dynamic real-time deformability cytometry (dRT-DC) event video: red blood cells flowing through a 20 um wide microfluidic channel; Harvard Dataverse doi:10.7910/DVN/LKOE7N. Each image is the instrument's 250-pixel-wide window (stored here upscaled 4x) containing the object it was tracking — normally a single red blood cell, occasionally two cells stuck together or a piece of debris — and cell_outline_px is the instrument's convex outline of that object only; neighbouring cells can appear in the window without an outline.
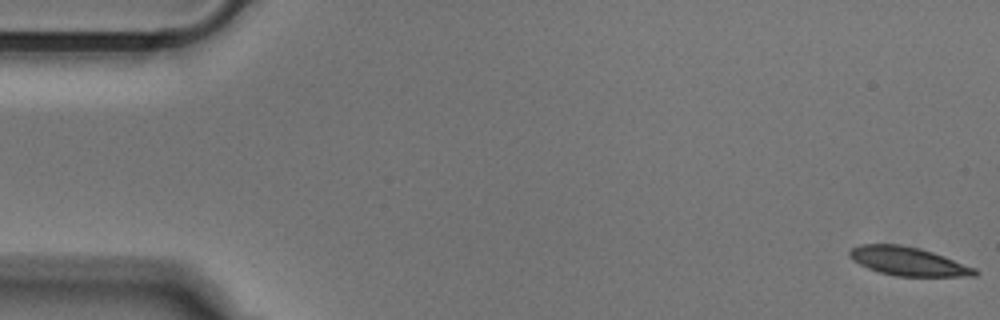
{"species": "Egyptian fruit bat (a non-hibernating species)", "species_latin": "Rousettus aegyptiacus", "temperature_condition": "cold", "stored_images_in_passage": 33, "camera_frame_rate_fps": 3000, "um_per_image_px": 0.085, "animal": {"sex": "male"}, "frame": {"image": 1, "passage_image": 1, "time_ms": 0.0, "image_size_px": [1000, 320], "cell_outline_px": [[980, 272], [976, 276], [896, 276], [880, 272], [868, 268], [852, 260], [848, 256], [848, 252], [852, 248], [860, 244], [900, 244], [920, 248], [944, 256], [976, 268]], "centroid_in_image_um": [77.19, 22.21], "position_along_channel_um": 7.8, "area_um2": 20.92}}
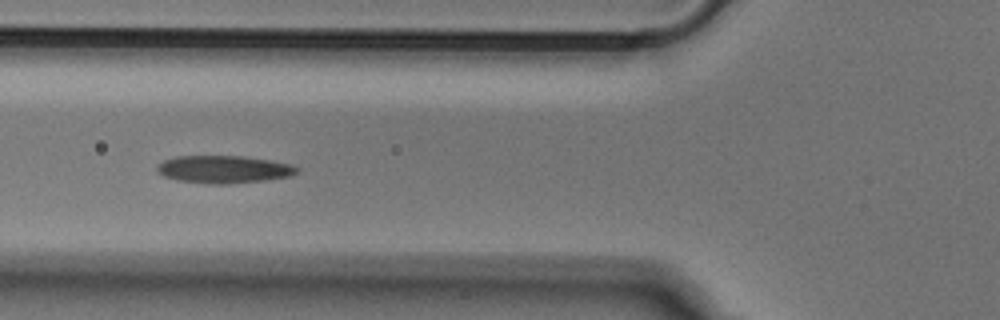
{"frame": {"image": 2, "passage_image": 19, "time_ms": 6.0, "image_size_px": [1000, 320], "cell_outline_px": [[300, 168], [296, 172], [288, 176], [260, 180], [228, 184], [204, 184], [176, 180], [164, 176], [156, 172], [156, 164], [164, 160], [176, 156], [244, 156], [268, 160], [288, 164]], "centroid_in_image_um": [18.91, 14.39], "position_along_channel_um": 106.9, "area_um2": 22.37}}
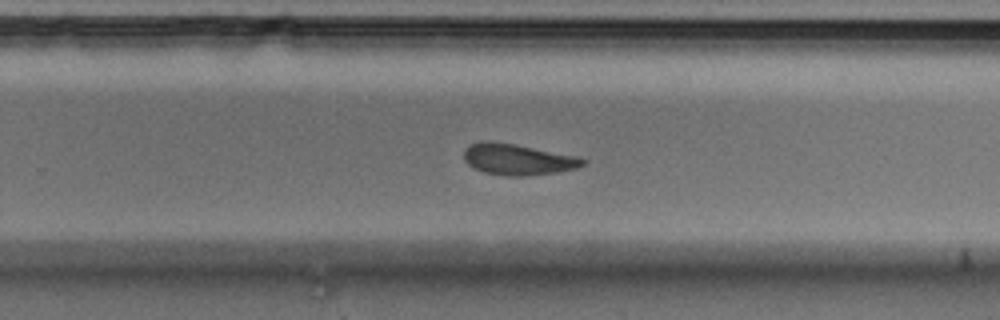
{"frame": {"image": 3, "passage_image": 33, "time_ms": 10.667, "image_size_px": [1000, 320], "cell_outline_px": [[588, 160], [584, 164], [576, 168], [556, 172], [524, 176], [504, 176], [484, 172], [472, 168], [464, 160], [464, 148], [480, 140], [488, 140], [512, 144], [580, 156]], "centroid_in_image_um": [43.99, 13.55], "position_along_channel_um": 285.8, "area_um2": 21.68}}